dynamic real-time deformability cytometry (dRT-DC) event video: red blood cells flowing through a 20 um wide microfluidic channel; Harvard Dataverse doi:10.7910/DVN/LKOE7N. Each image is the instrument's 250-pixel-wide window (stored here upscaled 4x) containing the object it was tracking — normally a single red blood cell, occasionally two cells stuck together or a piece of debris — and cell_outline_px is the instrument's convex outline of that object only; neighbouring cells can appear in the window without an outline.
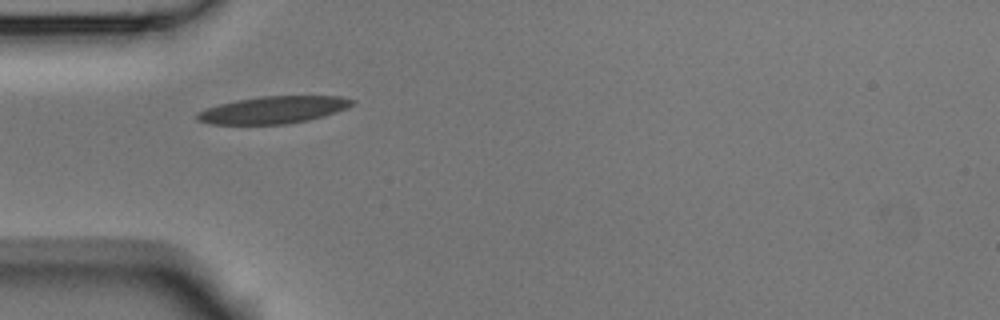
{"species": "Egyptian fruit bat (a non-hibernating species)", "species_latin": "Rousettus aegyptiacus", "temperature_condition": "room temperature", "stored_images_in_passage": 2, "camera_frame_rate_fps": 3000, "um_per_image_px": 0.085, "animal": {"sex": "male"}, "frame": {"image": 1, "passage_image": 1, "time_ms": 0.0, "image_size_px": [1000, 320], "cell_outline_px": [[356, 100], [352, 104], [344, 108], [324, 116], [308, 120], [284, 124], [208, 124], [196, 120], [196, 112], [204, 108], [236, 100], [264, 96], [340, 96]], "centroid_in_image_um": [23.16, 9.34], "position_along_channel_um": 61.8, "area_um2": 24.45}}
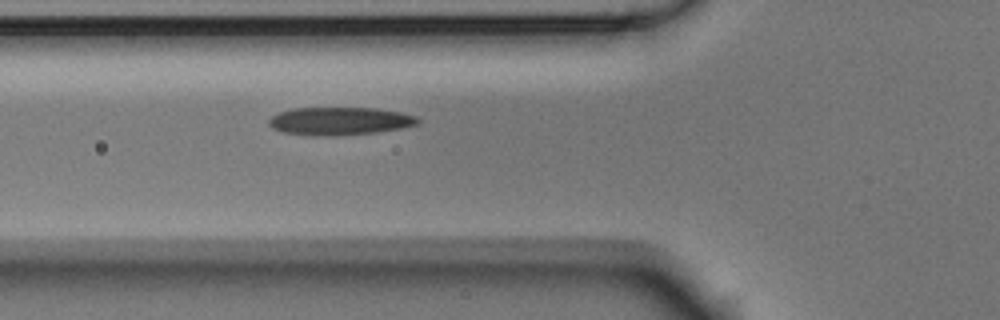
{"frame": {"image": 2, "passage_image": 2, "time_ms": 0.333, "image_size_px": [1000, 320], "cell_outline_px": [[420, 120], [416, 124], [404, 128], [376, 132], [336, 136], [312, 136], [284, 132], [272, 128], [268, 124], [268, 120], [272, 116], [280, 112], [292, 108], [376, 108], [400, 112], [416, 116]], "centroid_in_image_um": [28.87, 10.3], "position_along_channel_um": 96.9, "area_um2": 24.33}}